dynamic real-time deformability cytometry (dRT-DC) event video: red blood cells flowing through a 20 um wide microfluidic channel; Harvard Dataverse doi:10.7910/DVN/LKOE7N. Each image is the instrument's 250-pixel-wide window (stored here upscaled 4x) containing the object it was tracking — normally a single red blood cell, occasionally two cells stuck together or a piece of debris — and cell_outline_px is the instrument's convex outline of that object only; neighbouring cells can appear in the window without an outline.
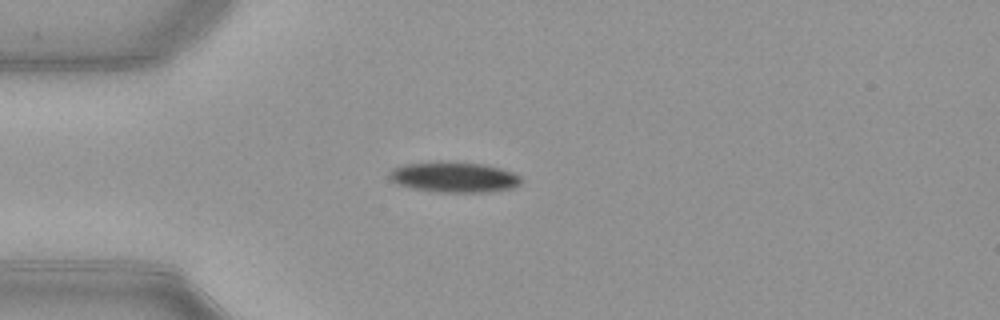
{"species": "common noctule bat (a hibernating species)", "species_latin": "Nyctalus noctula", "temperature_condition": "warm", "stored_images_in_passage": 39, "camera_frame_rate_fps": 3000, "um_per_image_px": 0.085, "animal": {"sex": "female", "body_mass_g": 21.9}, "frame": {"image": 1, "passage_image": 1, "time_ms": 0.0, "image_size_px": [1000, 320], "cell_outline_px": [[520, 184], [512, 188], [488, 192], [436, 192], [412, 188], [396, 184], [388, 176], [388, 172], [392, 168], [404, 164], [440, 160], [480, 164], [496, 168], [520, 176]], "centroid_in_image_um": [38.49, 15.05], "position_along_channel_um": 46.5, "area_um2": 23.41}}
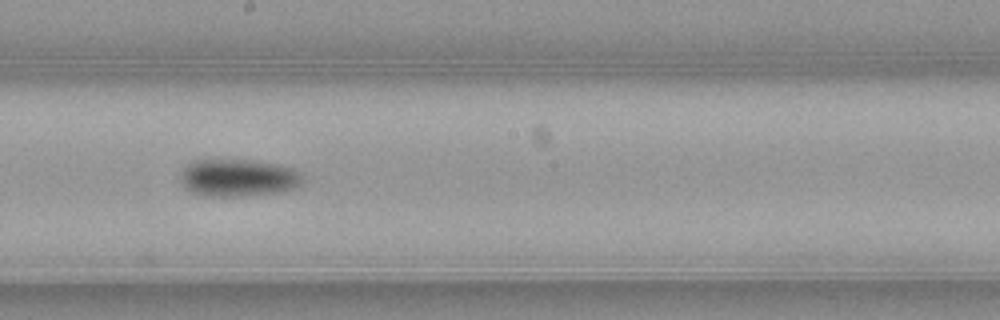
{"frame": {"image": 2, "passage_image": 16, "time_ms": 5.0, "image_size_px": [1000, 320], "cell_outline_px": [[304, 180], [300, 184], [292, 188], [280, 192], [236, 196], [204, 196], [188, 192], [180, 184], [180, 172], [184, 164], [192, 160], [256, 160], [296, 168], [304, 176]], "centroid_in_image_um": [20.19, 15.1], "position_along_channel_um": 228.0, "area_um2": 27.22}}
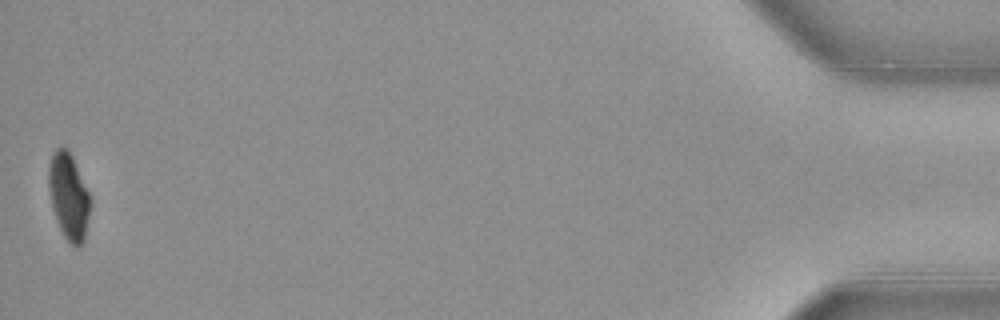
{"frame": {"image": 3, "passage_image": 39, "time_ms": 12.667, "image_size_px": [1000, 320], "cell_outline_px": [[92, 204], [84, 240], [80, 248], [76, 248], [64, 236], [56, 220], [52, 208], [48, 184], [48, 168], [52, 156], [56, 148], [68, 148], [72, 156], [92, 200]], "centroid_in_image_um": [5.86, 16.72], "position_along_channel_um": 429.3, "area_um2": 21.04}, "authors_computed_cell_mechanics": {"area_um2": 24.565, "velocity_mm_per_s": 3.9357, "shape_relaxation_time_tau1_ms": 5.2338, "shape_relaxation_time_tau2_ms": null, "deformation_change_tau1": 0.1543, "deformation_change_tau2": null}}